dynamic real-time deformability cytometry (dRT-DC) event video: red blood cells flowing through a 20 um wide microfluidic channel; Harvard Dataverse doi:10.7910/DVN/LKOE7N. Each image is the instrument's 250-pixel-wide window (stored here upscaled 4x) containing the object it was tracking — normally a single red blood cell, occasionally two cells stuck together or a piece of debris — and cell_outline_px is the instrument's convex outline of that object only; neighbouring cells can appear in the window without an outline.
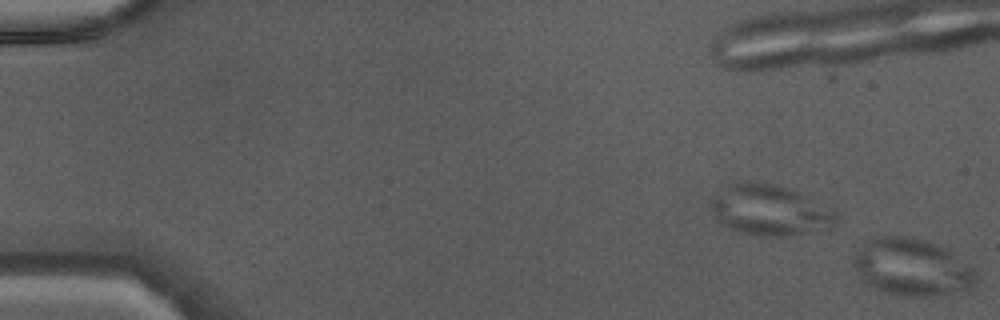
{"species": "Egyptian fruit bat (a non-hibernating species)", "species_latin": "Rousettus aegyptiacus", "temperature_condition": "warm", "stored_images_in_passage": 5, "segment_of_instrument_passage": [2, 2], "camera_frame_rate_fps": 3000, "um_per_image_px": 0.085, "animal": {"sex": "male"}, "frame": {"image": 1, "passage_image": 5, "time_ms": 1.333, "image_size_px": [1000, 320], "cell_outline_px": [[976, 284], [972, 288], [928, 296], [916, 296], [884, 292], [860, 280], [852, 264], [852, 256], [868, 240], [880, 236], [900, 236], [924, 240], [944, 248], [972, 268], [976, 272]], "centroid_in_image_um": [77.46, 22.71], "position_along_channel_um": 7.5, "area_um2": 40.11}}